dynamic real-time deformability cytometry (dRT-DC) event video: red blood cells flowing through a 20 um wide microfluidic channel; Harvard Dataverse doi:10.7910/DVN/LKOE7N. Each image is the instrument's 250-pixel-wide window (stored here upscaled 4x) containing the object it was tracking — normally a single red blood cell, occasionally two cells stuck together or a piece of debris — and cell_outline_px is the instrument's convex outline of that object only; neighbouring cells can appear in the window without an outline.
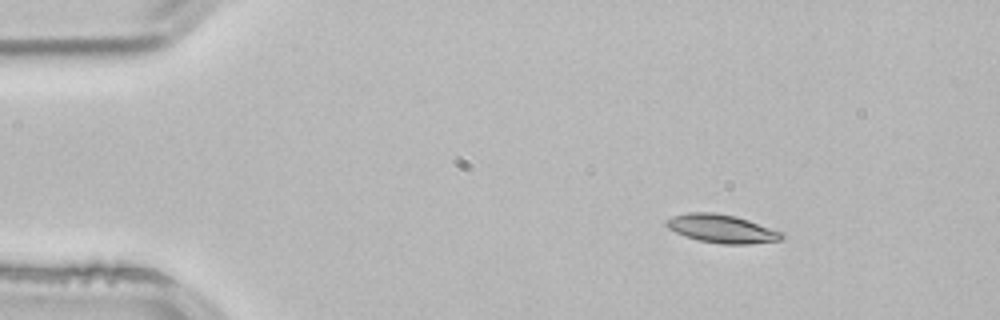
{"species": "common noctule bat (a hibernating species)", "species_latin": "Nyctalus noctula", "temperature_condition": "room temperature", "stored_images_in_passage": 2, "camera_frame_rate_fps": 3000, "um_per_image_px": 0.085, "animal": {"sex": "male", "body_mass_g": 21.5, "forearm_length_mm": 52.0}, "frame": {"image": 1, "passage_image": 1, "time_ms": 0.0, "image_size_px": [1000, 320], "cell_outline_px": [[784, 236], [780, 240], [748, 244], [724, 244], [700, 240], [684, 236], [668, 228], [664, 224], [664, 220], [672, 216], [688, 212], [712, 212], [736, 216], [784, 232]], "centroid_in_image_um": [61.33, 19.43], "position_along_channel_um": 23.7, "area_um2": 19.07}}